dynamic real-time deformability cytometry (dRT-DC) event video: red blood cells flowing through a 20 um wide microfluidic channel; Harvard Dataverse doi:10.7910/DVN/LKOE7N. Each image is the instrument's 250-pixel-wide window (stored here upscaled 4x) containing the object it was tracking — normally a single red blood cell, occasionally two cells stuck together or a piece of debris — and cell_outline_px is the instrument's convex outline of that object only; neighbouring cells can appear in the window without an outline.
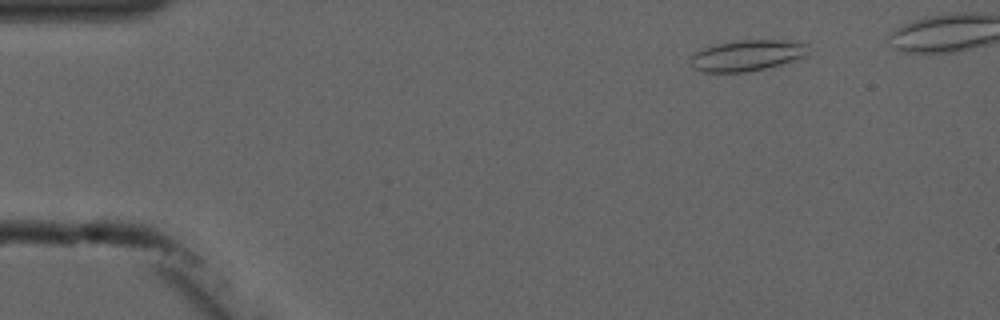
{"species": "common noctule bat (a hibernating species)", "species_latin": "Nyctalus noctula", "temperature_condition": "cold", "stored_images_in_passage": 5, "camera_frame_rate_fps": 3000, "um_per_image_px": 0.085, "animal": {"sex": "male", "forearm_length_mm": 52.5}, "frame": {"image": 1, "passage_image": 2, "time_ms": 1.0, "image_size_px": [1000, 320], "cell_outline_px": [[808, 56], [784, 64], [768, 68], [748, 72], [704, 72], [692, 68], [688, 64], [688, 56], [704, 48], [720, 44], [740, 40], [780, 40], [808, 44]], "centroid_in_image_um": [63.49, 4.74], "position_along_channel_um": 21.5, "area_um2": 21.56}}